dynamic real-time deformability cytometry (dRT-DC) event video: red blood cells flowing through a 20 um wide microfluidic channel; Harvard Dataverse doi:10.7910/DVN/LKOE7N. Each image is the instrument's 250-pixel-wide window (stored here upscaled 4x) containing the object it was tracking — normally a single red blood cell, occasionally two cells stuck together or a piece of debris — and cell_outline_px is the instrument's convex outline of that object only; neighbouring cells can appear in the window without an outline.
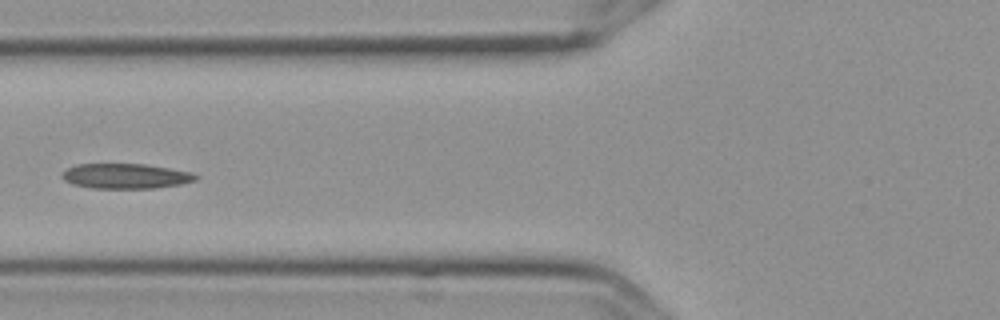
{"species": "Egyptian fruit bat (a non-hibernating species)", "species_latin": "Rousettus aegyptiacus", "temperature_condition": "cold", "stored_images_in_passage": 9, "camera_frame_rate_fps": 3000, "um_per_image_px": 0.085, "frame": {"image": 1, "passage_image": 7, "time_ms": 2.0, "image_size_px": [1000, 320], "cell_outline_px": [[200, 176], [196, 180], [180, 184], [152, 188], [92, 188], [72, 184], [64, 180], [60, 176], [68, 168], [76, 164], [144, 164], [192, 172]], "centroid_in_image_um": [10.68, 14.96], "position_along_channel_um": 115.1, "area_um2": 19.42}}
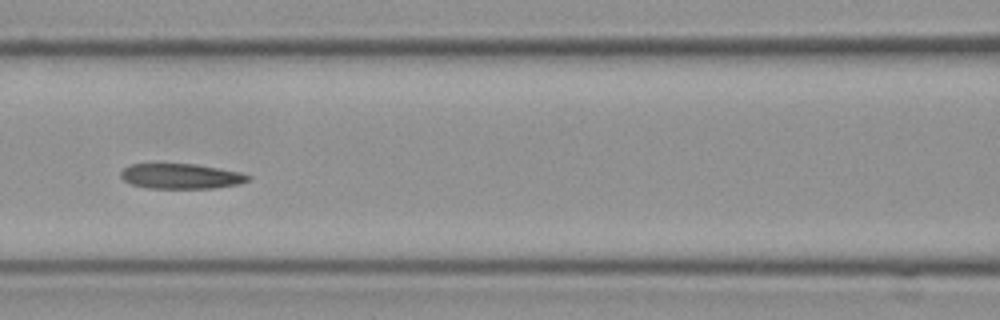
{"frame": {"image": 2, "passage_image": 8, "time_ms": 2.333, "image_size_px": [1000, 320], "cell_outline_px": [[252, 176], [248, 180], [240, 184], [212, 188], [148, 188], [132, 184], [124, 180], [120, 176], [120, 172], [124, 168], [132, 164], [192, 164], [240, 172]], "centroid_in_image_um": [15.38, 14.98], "position_along_channel_um": 151.2, "area_um2": 18.44}}
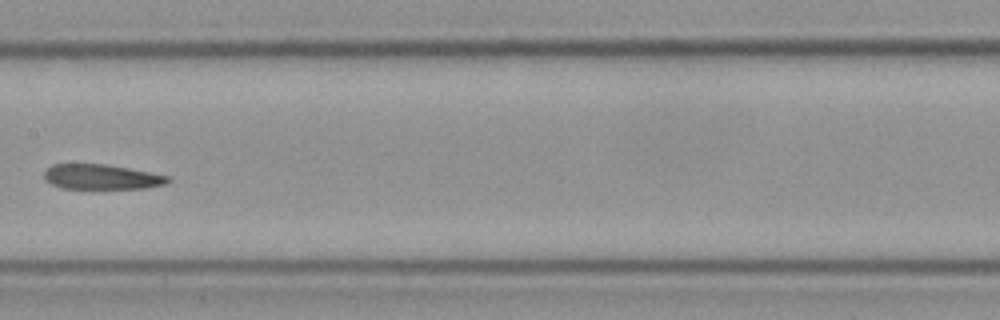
{"frame": {"image": 3, "passage_image": 9, "time_ms": 2.667, "image_size_px": [1000, 320], "cell_outline_px": [[172, 180], [164, 184], [148, 188], [60, 188], [52, 184], [44, 176], [44, 172], [52, 164], [104, 164], [128, 168], [168, 176]], "centroid_in_image_um": [8.64, 15.03], "position_along_channel_um": 198.8, "area_um2": 17.74}}